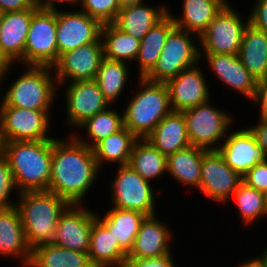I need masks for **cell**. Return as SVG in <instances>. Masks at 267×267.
<instances>
[{
    "mask_svg": "<svg viewBox=\"0 0 267 267\" xmlns=\"http://www.w3.org/2000/svg\"><path fill=\"white\" fill-rule=\"evenodd\" d=\"M143 2H144V0H118L120 10L125 8V7L141 4Z\"/></svg>",
    "mask_w": 267,
    "mask_h": 267,
    "instance_id": "obj_49",
    "label": "cell"
},
{
    "mask_svg": "<svg viewBox=\"0 0 267 267\" xmlns=\"http://www.w3.org/2000/svg\"><path fill=\"white\" fill-rule=\"evenodd\" d=\"M264 193V200L267 207V189L263 192Z\"/></svg>",
    "mask_w": 267,
    "mask_h": 267,
    "instance_id": "obj_53",
    "label": "cell"
},
{
    "mask_svg": "<svg viewBox=\"0 0 267 267\" xmlns=\"http://www.w3.org/2000/svg\"><path fill=\"white\" fill-rule=\"evenodd\" d=\"M145 140L165 156L191 146L183 113L171 111Z\"/></svg>",
    "mask_w": 267,
    "mask_h": 267,
    "instance_id": "obj_23",
    "label": "cell"
},
{
    "mask_svg": "<svg viewBox=\"0 0 267 267\" xmlns=\"http://www.w3.org/2000/svg\"><path fill=\"white\" fill-rule=\"evenodd\" d=\"M14 64H10L0 53V87L4 86L6 76L11 73ZM11 70V71H10ZM3 84V85H2ZM2 85V86H1Z\"/></svg>",
    "mask_w": 267,
    "mask_h": 267,
    "instance_id": "obj_47",
    "label": "cell"
},
{
    "mask_svg": "<svg viewBox=\"0 0 267 267\" xmlns=\"http://www.w3.org/2000/svg\"><path fill=\"white\" fill-rule=\"evenodd\" d=\"M210 101L182 111L191 146L208 151L219 149L218 143L233 125V116Z\"/></svg>",
    "mask_w": 267,
    "mask_h": 267,
    "instance_id": "obj_7",
    "label": "cell"
},
{
    "mask_svg": "<svg viewBox=\"0 0 267 267\" xmlns=\"http://www.w3.org/2000/svg\"><path fill=\"white\" fill-rule=\"evenodd\" d=\"M203 58L222 83L248 100L255 99L258 81L243 66L238 54L200 53V60Z\"/></svg>",
    "mask_w": 267,
    "mask_h": 267,
    "instance_id": "obj_19",
    "label": "cell"
},
{
    "mask_svg": "<svg viewBox=\"0 0 267 267\" xmlns=\"http://www.w3.org/2000/svg\"><path fill=\"white\" fill-rule=\"evenodd\" d=\"M182 17H175L168 10L174 24L180 29L195 34L196 41L207 29V26L213 21L215 16L228 3L227 0H182Z\"/></svg>",
    "mask_w": 267,
    "mask_h": 267,
    "instance_id": "obj_24",
    "label": "cell"
},
{
    "mask_svg": "<svg viewBox=\"0 0 267 267\" xmlns=\"http://www.w3.org/2000/svg\"><path fill=\"white\" fill-rule=\"evenodd\" d=\"M169 9L164 4L158 5L157 8L143 2L121 9L113 24L126 34L141 40L154 25L168 14Z\"/></svg>",
    "mask_w": 267,
    "mask_h": 267,
    "instance_id": "obj_25",
    "label": "cell"
},
{
    "mask_svg": "<svg viewBox=\"0 0 267 267\" xmlns=\"http://www.w3.org/2000/svg\"><path fill=\"white\" fill-rule=\"evenodd\" d=\"M28 267H95L88 253L45 243L32 249Z\"/></svg>",
    "mask_w": 267,
    "mask_h": 267,
    "instance_id": "obj_31",
    "label": "cell"
},
{
    "mask_svg": "<svg viewBox=\"0 0 267 267\" xmlns=\"http://www.w3.org/2000/svg\"><path fill=\"white\" fill-rule=\"evenodd\" d=\"M172 253L156 258L133 259L127 258L122 267H178Z\"/></svg>",
    "mask_w": 267,
    "mask_h": 267,
    "instance_id": "obj_41",
    "label": "cell"
},
{
    "mask_svg": "<svg viewBox=\"0 0 267 267\" xmlns=\"http://www.w3.org/2000/svg\"><path fill=\"white\" fill-rule=\"evenodd\" d=\"M66 91L67 126L76 127L88 118L109 108L111 105L105 99L95 80H79L64 83Z\"/></svg>",
    "mask_w": 267,
    "mask_h": 267,
    "instance_id": "obj_15",
    "label": "cell"
},
{
    "mask_svg": "<svg viewBox=\"0 0 267 267\" xmlns=\"http://www.w3.org/2000/svg\"><path fill=\"white\" fill-rule=\"evenodd\" d=\"M249 12V23L258 30L267 33V0H255Z\"/></svg>",
    "mask_w": 267,
    "mask_h": 267,
    "instance_id": "obj_42",
    "label": "cell"
},
{
    "mask_svg": "<svg viewBox=\"0 0 267 267\" xmlns=\"http://www.w3.org/2000/svg\"><path fill=\"white\" fill-rule=\"evenodd\" d=\"M111 181L110 201L112 207L129 209L152 216L156 212V195L150 182L144 180L128 165L118 166Z\"/></svg>",
    "mask_w": 267,
    "mask_h": 267,
    "instance_id": "obj_9",
    "label": "cell"
},
{
    "mask_svg": "<svg viewBox=\"0 0 267 267\" xmlns=\"http://www.w3.org/2000/svg\"><path fill=\"white\" fill-rule=\"evenodd\" d=\"M88 255L95 267H122L127 259V252L98 219L92 225Z\"/></svg>",
    "mask_w": 267,
    "mask_h": 267,
    "instance_id": "obj_26",
    "label": "cell"
},
{
    "mask_svg": "<svg viewBox=\"0 0 267 267\" xmlns=\"http://www.w3.org/2000/svg\"><path fill=\"white\" fill-rule=\"evenodd\" d=\"M172 111H184L210 100V89L202 69L197 65L181 71L165 83Z\"/></svg>",
    "mask_w": 267,
    "mask_h": 267,
    "instance_id": "obj_18",
    "label": "cell"
},
{
    "mask_svg": "<svg viewBox=\"0 0 267 267\" xmlns=\"http://www.w3.org/2000/svg\"><path fill=\"white\" fill-rule=\"evenodd\" d=\"M253 102L259 105H267V79L258 82L257 93Z\"/></svg>",
    "mask_w": 267,
    "mask_h": 267,
    "instance_id": "obj_46",
    "label": "cell"
},
{
    "mask_svg": "<svg viewBox=\"0 0 267 267\" xmlns=\"http://www.w3.org/2000/svg\"><path fill=\"white\" fill-rule=\"evenodd\" d=\"M124 127L123 113L119 114L116 109L111 107L88 118L78 128L86 131L88 140L81 138L80 134H72L80 143L93 148L102 139L118 132ZM76 134V135H75ZM89 141V142H88Z\"/></svg>",
    "mask_w": 267,
    "mask_h": 267,
    "instance_id": "obj_35",
    "label": "cell"
},
{
    "mask_svg": "<svg viewBox=\"0 0 267 267\" xmlns=\"http://www.w3.org/2000/svg\"><path fill=\"white\" fill-rule=\"evenodd\" d=\"M267 245V244H266ZM263 254H260V257L262 258L265 267H267V246L264 250V252H262Z\"/></svg>",
    "mask_w": 267,
    "mask_h": 267,
    "instance_id": "obj_51",
    "label": "cell"
},
{
    "mask_svg": "<svg viewBox=\"0 0 267 267\" xmlns=\"http://www.w3.org/2000/svg\"><path fill=\"white\" fill-rule=\"evenodd\" d=\"M156 216H146L142 221L127 258H156L172 253L170 242L174 232L165 224L166 222H162Z\"/></svg>",
    "mask_w": 267,
    "mask_h": 267,
    "instance_id": "obj_21",
    "label": "cell"
},
{
    "mask_svg": "<svg viewBox=\"0 0 267 267\" xmlns=\"http://www.w3.org/2000/svg\"><path fill=\"white\" fill-rule=\"evenodd\" d=\"M56 2V3H55ZM34 7L41 10H57L56 4L78 5V0H32Z\"/></svg>",
    "mask_w": 267,
    "mask_h": 267,
    "instance_id": "obj_45",
    "label": "cell"
},
{
    "mask_svg": "<svg viewBox=\"0 0 267 267\" xmlns=\"http://www.w3.org/2000/svg\"><path fill=\"white\" fill-rule=\"evenodd\" d=\"M257 139V143L260 144L264 152L267 155V123L259 119L258 124L249 127Z\"/></svg>",
    "mask_w": 267,
    "mask_h": 267,
    "instance_id": "obj_44",
    "label": "cell"
},
{
    "mask_svg": "<svg viewBox=\"0 0 267 267\" xmlns=\"http://www.w3.org/2000/svg\"><path fill=\"white\" fill-rule=\"evenodd\" d=\"M103 24L80 9L63 11L57 9V48L61 54L98 41Z\"/></svg>",
    "mask_w": 267,
    "mask_h": 267,
    "instance_id": "obj_13",
    "label": "cell"
},
{
    "mask_svg": "<svg viewBox=\"0 0 267 267\" xmlns=\"http://www.w3.org/2000/svg\"><path fill=\"white\" fill-rule=\"evenodd\" d=\"M80 10L102 24L113 23L120 11L118 0H78Z\"/></svg>",
    "mask_w": 267,
    "mask_h": 267,
    "instance_id": "obj_38",
    "label": "cell"
},
{
    "mask_svg": "<svg viewBox=\"0 0 267 267\" xmlns=\"http://www.w3.org/2000/svg\"><path fill=\"white\" fill-rule=\"evenodd\" d=\"M194 35L175 26L168 34L154 68L144 78L166 83L181 71L199 64L200 45Z\"/></svg>",
    "mask_w": 267,
    "mask_h": 267,
    "instance_id": "obj_6",
    "label": "cell"
},
{
    "mask_svg": "<svg viewBox=\"0 0 267 267\" xmlns=\"http://www.w3.org/2000/svg\"><path fill=\"white\" fill-rule=\"evenodd\" d=\"M232 198H234L236 209H238L244 224H252L257 222V219H261L260 217L267 216L264 193L247 186L244 182L235 190L230 200Z\"/></svg>",
    "mask_w": 267,
    "mask_h": 267,
    "instance_id": "obj_37",
    "label": "cell"
},
{
    "mask_svg": "<svg viewBox=\"0 0 267 267\" xmlns=\"http://www.w3.org/2000/svg\"><path fill=\"white\" fill-rule=\"evenodd\" d=\"M128 63L104 58L98 69L95 81L100 87L105 99L114 106L128 83L129 78Z\"/></svg>",
    "mask_w": 267,
    "mask_h": 267,
    "instance_id": "obj_36",
    "label": "cell"
},
{
    "mask_svg": "<svg viewBox=\"0 0 267 267\" xmlns=\"http://www.w3.org/2000/svg\"><path fill=\"white\" fill-rule=\"evenodd\" d=\"M238 12L229 2L221 9L199 37L200 53H239L244 30L249 24V17L244 21L243 16Z\"/></svg>",
    "mask_w": 267,
    "mask_h": 267,
    "instance_id": "obj_10",
    "label": "cell"
},
{
    "mask_svg": "<svg viewBox=\"0 0 267 267\" xmlns=\"http://www.w3.org/2000/svg\"><path fill=\"white\" fill-rule=\"evenodd\" d=\"M18 199L15 206L29 246L33 249L52 243L59 218L70 204L48 190L21 192L18 193Z\"/></svg>",
    "mask_w": 267,
    "mask_h": 267,
    "instance_id": "obj_3",
    "label": "cell"
},
{
    "mask_svg": "<svg viewBox=\"0 0 267 267\" xmlns=\"http://www.w3.org/2000/svg\"><path fill=\"white\" fill-rule=\"evenodd\" d=\"M2 154H3V141L0 135V157L2 156Z\"/></svg>",
    "mask_w": 267,
    "mask_h": 267,
    "instance_id": "obj_52",
    "label": "cell"
},
{
    "mask_svg": "<svg viewBox=\"0 0 267 267\" xmlns=\"http://www.w3.org/2000/svg\"><path fill=\"white\" fill-rule=\"evenodd\" d=\"M239 267H265V265L262 258L256 256L252 260H245V262L240 263Z\"/></svg>",
    "mask_w": 267,
    "mask_h": 267,
    "instance_id": "obj_48",
    "label": "cell"
},
{
    "mask_svg": "<svg viewBox=\"0 0 267 267\" xmlns=\"http://www.w3.org/2000/svg\"><path fill=\"white\" fill-rule=\"evenodd\" d=\"M174 27V21L168 13L140 40L139 53L136 58V61L139 62L138 78H144L154 68L166 38Z\"/></svg>",
    "mask_w": 267,
    "mask_h": 267,
    "instance_id": "obj_30",
    "label": "cell"
},
{
    "mask_svg": "<svg viewBox=\"0 0 267 267\" xmlns=\"http://www.w3.org/2000/svg\"><path fill=\"white\" fill-rule=\"evenodd\" d=\"M67 140L52 139L51 176L48 191L69 204L82 205L99 176L100 170L92 148L70 134Z\"/></svg>",
    "mask_w": 267,
    "mask_h": 267,
    "instance_id": "obj_1",
    "label": "cell"
},
{
    "mask_svg": "<svg viewBox=\"0 0 267 267\" xmlns=\"http://www.w3.org/2000/svg\"><path fill=\"white\" fill-rule=\"evenodd\" d=\"M128 166L151 183L153 179L167 174V156L145 139H139L134 144Z\"/></svg>",
    "mask_w": 267,
    "mask_h": 267,
    "instance_id": "obj_33",
    "label": "cell"
},
{
    "mask_svg": "<svg viewBox=\"0 0 267 267\" xmlns=\"http://www.w3.org/2000/svg\"><path fill=\"white\" fill-rule=\"evenodd\" d=\"M242 180L247 186L264 192L267 189V160L251 168Z\"/></svg>",
    "mask_w": 267,
    "mask_h": 267,
    "instance_id": "obj_40",
    "label": "cell"
},
{
    "mask_svg": "<svg viewBox=\"0 0 267 267\" xmlns=\"http://www.w3.org/2000/svg\"><path fill=\"white\" fill-rule=\"evenodd\" d=\"M37 10L33 6L28 10L0 14V53L10 64H23L27 33Z\"/></svg>",
    "mask_w": 267,
    "mask_h": 267,
    "instance_id": "obj_20",
    "label": "cell"
},
{
    "mask_svg": "<svg viewBox=\"0 0 267 267\" xmlns=\"http://www.w3.org/2000/svg\"><path fill=\"white\" fill-rule=\"evenodd\" d=\"M104 216L96 214L97 219L113 234L119 245L128 253L146 215L129 209L112 207Z\"/></svg>",
    "mask_w": 267,
    "mask_h": 267,
    "instance_id": "obj_29",
    "label": "cell"
},
{
    "mask_svg": "<svg viewBox=\"0 0 267 267\" xmlns=\"http://www.w3.org/2000/svg\"><path fill=\"white\" fill-rule=\"evenodd\" d=\"M104 58L128 63L139 53L140 40L126 34L113 23L103 24L101 30Z\"/></svg>",
    "mask_w": 267,
    "mask_h": 267,
    "instance_id": "obj_34",
    "label": "cell"
},
{
    "mask_svg": "<svg viewBox=\"0 0 267 267\" xmlns=\"http://www.w3.org/2000/svg\"><path fill=\"white\" fill-rule=\"evenodd\" d=\"M96 213L83 205L70 204L57 223L53 244L80 252H89L90 233Z\"/></svg>",
    "mask_w": 267,
    "mask_h": 267,
    "instance_id": "obj_16",
    "label": "cell"
},
{
    "mask_svg": "<svg viewBox=\"0 0 267 267\" xmlns=\"http://www.w3.org/2000/svg\"><path fill=\"white\" fill-rule=\"evenodd\" d=\"M138 140L126 127L102 139L92 148L99 169L105 162L117 163L118 166L128 165L134 144Z\"/></svg>",
    "mask_w": 267,
    "mask_h": 267,
    "instance_id": "obj_32",
    "label": "cell"
},
{
    "mask_svg": "<svg viewBox=\"0 0 267 267\" xmlns=\"http://www.w3.org/2000/svg\"><path fill=\"white\" fill-rule=\"evenodd\" d=\"M51 111L0 107V135L3 142L51 140Z\"/></svg>",
    "mask_w": 267,
    "mask_h": 267,
    "instance_id": "obj_11",
    "label": "cell"
},
{
    "mask_svg": "<svg viewBox=\"0 0 267 267\" xmlns=\"http://www.w3.org/2000/svg\"><path fill=\"white\" fill-rule=\"evenodd\" d=\"M260 108V112H259V116L258 118L261 120V121H264L267 123V105H259Z\"/></svg>",
    "mask_w": 267,
    "mask_h": 267,
    "instance_id": "obj_50",
    "label": "cell"
},
{
    "mask_svg": "<svg viewBox=\"0 0 267 267\" xmlns=\"http://www.w3.org/2000/svg\"><path fill=\"white\" fill-rule=\"evenodd\" d=\"M139 89L123 112L124 127L138 139H146L172 110L167 85L139 78Z\"/></svg>",
    "mask_w": 267,
    "mask_h": 267,
    "instance_id": "obj_4",
    "label": "cell"
},
{
    "mask_svg": "<svg viewBox=\"0 0 267 267\" xmlns=\"http://www.w3.org/2000/svg\"><path fill=\"white\" fill-rule=\"evenodd\" d=\"M238 56L258 82L267 79V33L249 23L244 30Z\"/></svg>",
    "mask_w": 267,
    "mask_h": 267,
    "instance_id": "obj_27",
    "label": "cell"
},
{
    "mask_svg": "<svg viewBox=\"0 0 267 267\" xmlns=\"http://www.w3.org/2000/svg\"><path fill=\"white\" fill-rule=\"evenodd\" d=\"M33 6L32 0H0V14L28 10Z\"/></svg>",
    "mask_w": 267,
    "mask_h": 267,
    "instance_id": "obj_43",
    "label": "cell"
},
{
    "mask_svg": "<svg viewBox=\"0 0 267 267\" xmlns=\"http://www.w3.org/2000/svg\"><path fill=\"white\" fill-rule=\"evenodd\" d=\"M16 189L12 171L7 160L0 157V210L8 209L15 205V201L10 200L11 192Z\"/></svg>",
    "mask_w": 267,
    "mask_h": 267,
    "instance_id": "obj_39",
    "label": "cell"
},
{
    "mask_svg": "<svg viewBox=\"0 0 267 267\" xmlns=\"http://www.w3.org/2000/svg\"><path fill=\"white\" fill-rule=\"evenodd\" d=\"M0 255L20 259L22 267H28L32 248L29 246L20 214L14 205L0 210Z\"/></svg>",
    "mask_w": 267,
    "mask_h": 267,
    "instance_id": "obj_22",
    "label": "cell"
},
{
    "mask_svg": "<svg viewBox=\"0 0 267 267\" xmlns=\"http://www.w3.org/2000/svg\"><path fill=\"white\" fill-rule=\"evenodd\" d=\"M103 59L101 38L96 42L61 54L52 66L58 87L68 81L95 80Z\"/></svg>",
    "mask_w": 267,
    "mask_h": 267,
    "instance_id": "obj_14",
    "label": "cell"
},
{
    "mask_svg": "<svg viewBox=\"0 0 267 267\" xmlns=\"http://www.w3.org/2000/svg\"><path fill=\"white\" fill-rule=\"evenodd\" d=\"M2 156L10 166L17 193L48 190L52 139L3 142Z\"/></svg>",
    "mask_w": 267,
    "mask_h": 267,
    "instance_id": "obj_2",
    "label": "cell"
},
{
    "mask_svg": "<svg viewBox=\"0 0 267 267\" xmlns=\"http://www.w3.org/2000/svg\"><path fill=\"white\" fill-rule=\"evenodd\" d=\"M242 182V176L226 164L218 150L203 155L199 191L206 197L218 203L230 202Z\"/></svg>",
    "mask_w": 267,
    "mask_h": 267,
    "instance_id": "obj_12",
    "label": "cell"
},
{
    "mask_svg": "<svg viewBox=\"0 0 267 267\" xmlns=\"http://www.w3.org/2000/svg\"><path fill=\"white\" fill-rule=\"evenodd\" d=\"M208 150L189 146L167 156V173L182 185L199 190L203 155Z\"/></svg>",
    "mask_w": 267,
    "mask_h": 267,
    "instance_id": "obj_28",
    "label": "cell"
},
{
    "mask_svg": "<svg viewBox=\"0 0 267 267\" xmlns=\"http://www.w3.org/2000/svg\"><path fill=\"white\" fill-rule=\"evenodd\" d=\"M218 152L226 164L242 177L259 162L267 160L263 147L248 127L236 130L224 138Z\"/></svg>",
    "mask_w": 267,
    "mask_h": 267,
    "instance_id": "obj_17",
    "label": "cell"
},
{
    "mask_svg": "<svg viewBox=\"0 0 267 267\" xmlns=\"http://www.w3.org/2000/svg\"><path fill=\"white\" fill-rule=\"evenodd\" d=\"M57 10L38 9L32 16L23 54L24 66L52 67L58 60Z\"/></svg>",
    "mask_w": 267,
    "mask_h": 267,
    "instance_id": "obj_8",
    "label": "cell"
},
{
    "mask_svg": "<svg viewBox=\"0 0 267 267\" xmlns=\"http://www.w3.org/2000/svg\"><path fill=\"white\" fill-rule=\"evenodd\" d=\"M0 95V107H18L40 111H51L56 97L57 85L52 67L25 66L17 77ZM2 97V98H1Z\"/></svg>",
    "mask_w": 267,
    "mask_h": 267,
    "instance_id": "obj_5",
    "label": "cell"
}]
</instances>
